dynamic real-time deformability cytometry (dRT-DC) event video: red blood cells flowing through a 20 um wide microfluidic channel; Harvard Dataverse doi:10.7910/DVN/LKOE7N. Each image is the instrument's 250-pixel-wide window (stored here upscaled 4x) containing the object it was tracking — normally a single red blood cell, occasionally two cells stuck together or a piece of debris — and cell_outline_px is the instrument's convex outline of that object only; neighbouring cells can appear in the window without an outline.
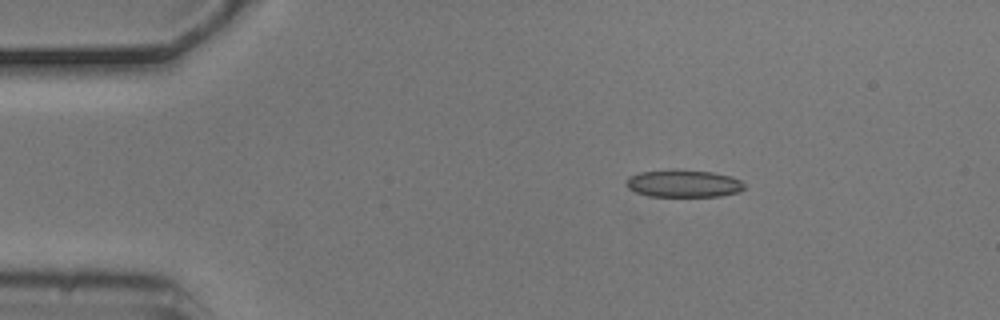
{"species": "common noctule bat (a hibernating species)", "species_latin": "Nyctalus noctula", "temperature_condition": "cold", "stored_images_in_passage": 4, "camera_frame_rate_fps": 3000, "um_per_image_px": 0.085, "animal": {"sex": "male", "body_mass_g": 20.5, "forearm_length_mm": 52.5}, "frame": {"image": 1, "passage_image": 2, "time_ms": 0.333, "image_size_px": [1000, 320], "cell_outline_px": [[744, 188], [740, 192], [720, 196], [648, 196], [636, 192], [628, 188], [624, 184], [628, 176], [640, 172], [672, 168], [676, 168], [712, 172], [732, 176], [740, 180], [744, 184]], "centroid_in_image_um": [58.07, 15.58], "position_along_channel_um": 26.9, "area_um2": 19.31}}